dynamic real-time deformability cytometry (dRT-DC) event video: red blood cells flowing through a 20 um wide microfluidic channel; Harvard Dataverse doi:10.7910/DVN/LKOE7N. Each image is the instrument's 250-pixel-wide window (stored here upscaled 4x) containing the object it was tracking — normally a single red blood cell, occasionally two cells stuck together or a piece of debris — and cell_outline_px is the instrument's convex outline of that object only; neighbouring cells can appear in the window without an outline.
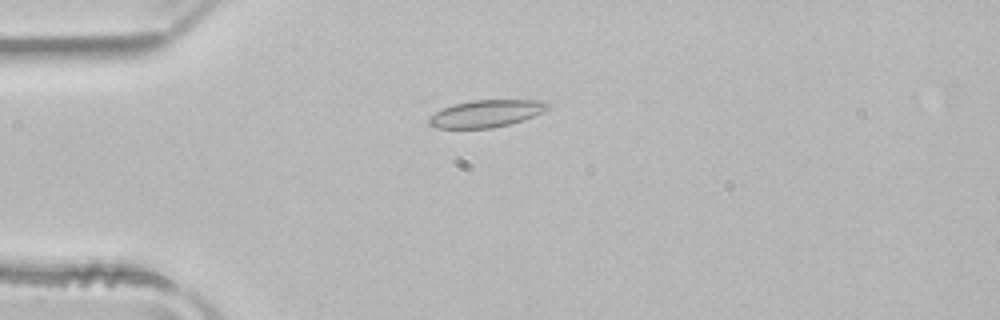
{"species": "common noctule bat (a hibernating species)", "species_latin": "Nyctalus noctula", "temperature_condition": "room temperature", "stored_images_in_passage": 52, "camera_frame_rate_fps": 3000, "um_per_image_px": 0.085, "animal": {"sex": "male", "body_mass_g": 21.5, "forearm_length_mm": 52.0}, "frame": {"image": 1, "passage_image": 13, "time_ms": 4.0, "image_size_px": [1000, 320], "cell_outline_px": [[552, 104], [544, 112], [524, 120], [492, 128], [436, 128], [428, 124], [428, 116], [452, 104], [472, 100], [548, 100]], "centroid_in_image_um": [41.37, 9.64], "position_along_channel_um": 43.6, "area_um2": 19.07}}
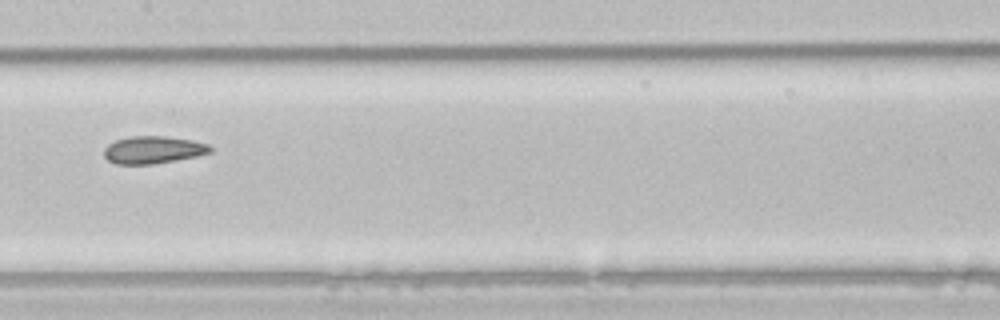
{"frame": {"image": 2, "passage_image": 26, "time_ms": 8.333, "image_size_px": [1000, 320], "cell_outline_px": [[212, 152], [196, 156], [176, 160], [152, 164], [116, 164], [108, 160], [104, 156], [104, 148], [108, 144], [116, 140], [132, 136], [164, 136], [192, 140], [208, 144], [212, 148]], "centroid_in_image_um": [13.01, 12.74], "position_along_channel_um": 194.4, "area_um2": 16.94}}
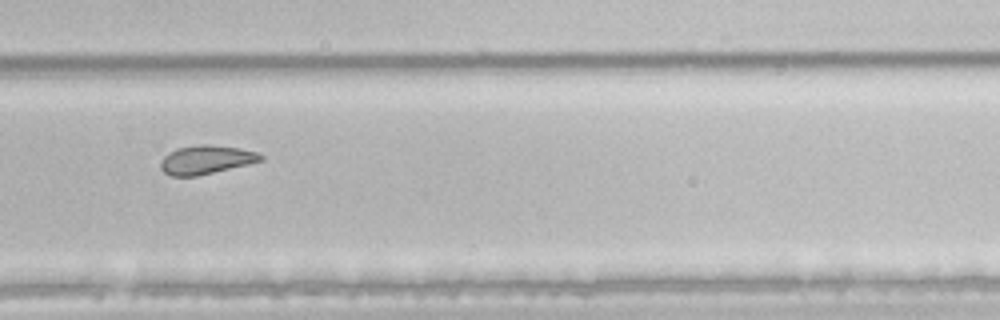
{"frame": {"image": 3, "passage_image": 35, "time_ms": 11.333, "image_size_px": [1000, 320], "cell_outline_px": [[264, 160], [248, 164], [196, 176], [172, 176], [164, 172], [160, 168], [160, 160], [168, 152], [176, 148], [196, 144], [208, 144], [240, 148], [256, 152], [264, 156]], "centroid_in_image_um": [17.49, 13.56], "position_along_channel_um": 312.3, "area_um2": 16.82}, "authors_computed_cell_mechanics": {"area_um2": 18.6983, "velocity_mm_per_s": 3.9535, "shape_relaxation_time_tau1_ms": 6.0044, "shape_relaxation_time_tau2_ms": 1.9368, "deformation_change_tau1": 0.1134, "deformation_change_tau2": 0.0649}}